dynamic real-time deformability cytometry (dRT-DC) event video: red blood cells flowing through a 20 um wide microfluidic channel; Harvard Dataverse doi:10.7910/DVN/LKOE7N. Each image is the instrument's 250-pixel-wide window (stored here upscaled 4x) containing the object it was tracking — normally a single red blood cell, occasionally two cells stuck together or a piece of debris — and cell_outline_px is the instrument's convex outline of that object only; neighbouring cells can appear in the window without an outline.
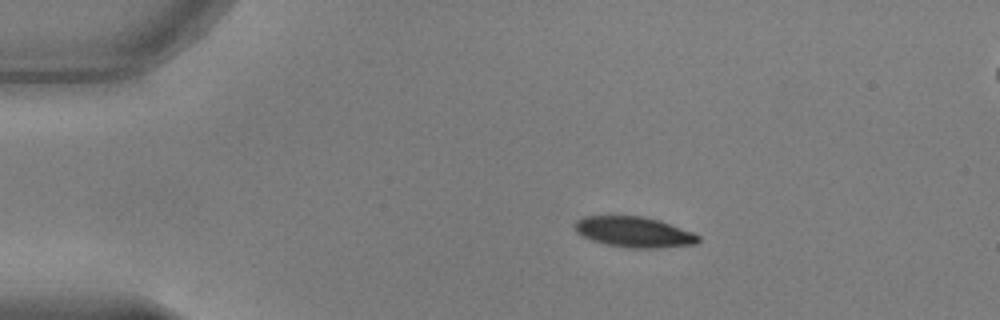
{"species": "common noctule bat (a hibernating species)", "species_latin": "Nyctalus noctula", "temperature_condition": "warm", "stored_images_in_passage": 44, "camera_frame_rate_fps": 3000, "um_per_image_px": 0.085, "animal": {"sex": "male", "body_mass_g": 17.9, "forearm_length_mm": 54.2}, "frame": {"image": 1, "passage_image": 1, "time_ms": 0.0, "image_size_px": [1000, 320], "cell_outline_px": [[700, 240], [696, 244], [656, 248], [628, 248], [608, 244], [592, 240], [580, 236], [576, 232], [572, 224], [576, 220], [584, 216], [644, 216], [660, 220], [692, 232], [700, 236]], "centroid_in_image_um": [53.86, 19.71], "position_along_channel_um": 31.1, "area_um2": 22.14}}
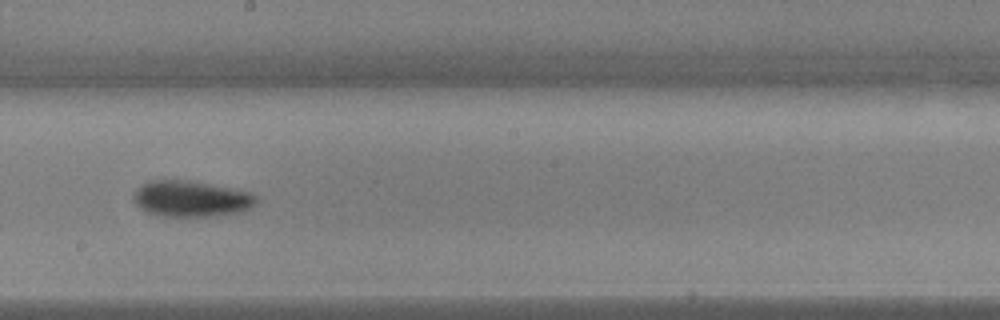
{"frame": {"image": 2, "passage_image": 21, "time_ms": 6.667, "image_size_px": [1000, 320], "cell_outline_px": [[256, 204], [252, 208], [240, 212], [216, 216], [160, 216], [144, 212], [132, 200], [132, 196], [144, 184], [152, 180], [188, 180], [212, 184], [248, 192], [256, 196]], "centroid_in_image_um": [16.24, 16.91], "position_along_channel_um": 232.0, "area_um2": 25.78}}
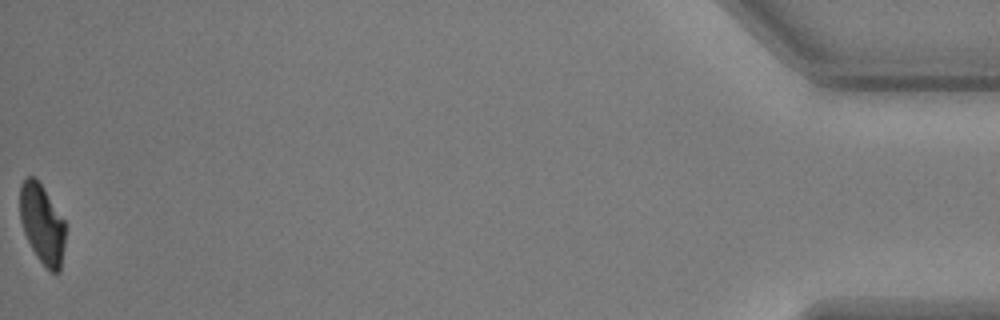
{"frame": {"image": 3, "passage_image": 44, "time_ms": 14.333, "image_size_px": [1000, 320], "cell_outline_px": [[64, 244], [60, 268], [56, 272], [52, 272], [40, 260], [32, 248], [24, 232], [20, 220], [20, 184], [28, 176], [36, 176], [44, 188], [64, 220]], "centroid_in_image_um": [3.56, 18.97], "position_along_channel_um": 431.6, "area_um2": 20.63}, "authors_computed_cell_mechanics": {"area_um2": 23.698, "velocity_mm_per_s": 3.826, "shape_relaxation_time_tau1_ms": 2.5027, "shape_relaxation_time_tau2_ms": 3.1699, "deformation_change_tau1": 0.1404, "deformation_change_tau2": 0.0784}}